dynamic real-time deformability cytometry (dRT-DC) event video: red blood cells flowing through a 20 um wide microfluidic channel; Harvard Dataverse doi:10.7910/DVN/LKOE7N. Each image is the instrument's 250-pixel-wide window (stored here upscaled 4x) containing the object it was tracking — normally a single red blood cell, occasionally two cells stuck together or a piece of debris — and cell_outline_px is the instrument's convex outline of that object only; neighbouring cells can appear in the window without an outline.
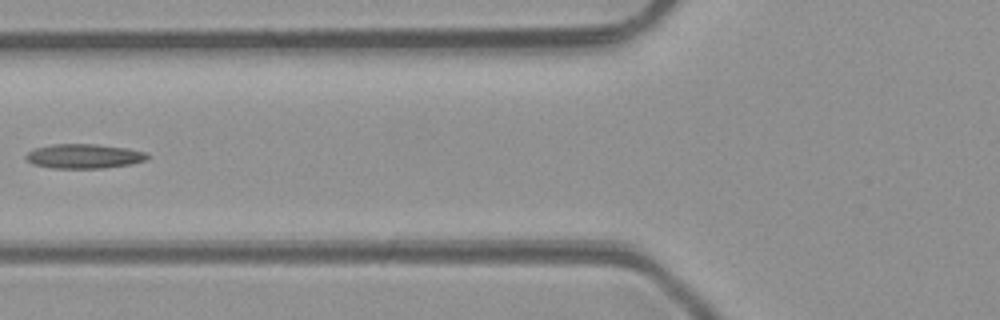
{"species": "common noctule bat (a hibernating species)", "species_latin": "Nyctalus noctula", "temperature_condition": "room temperature", "stored_images_in_passage": 6, "camera_frame_rate_fps": 3000, "um_per_image_px": 0.085, "animal": {"sex": "male", "body_mass_g": 23.1, "forearm_length_mm": 52.7}, "frame": {"image": 1, "passage_image": 6, "time_ms": 5.667, "image_size_px": [1000, 320], "cell_outline_px": [[152, 156], [148, 160], [132, 164], [104, 168], [52, 168], [32, 164], [24, 156], [28, 152], [36, 148], [52, 144], [96, 144], [128, 148], [144, 152]], "centroid_in_image_um": [7.19, 13.28], "position_along_channel_um": 118.6, "area_um2": 17.46}}